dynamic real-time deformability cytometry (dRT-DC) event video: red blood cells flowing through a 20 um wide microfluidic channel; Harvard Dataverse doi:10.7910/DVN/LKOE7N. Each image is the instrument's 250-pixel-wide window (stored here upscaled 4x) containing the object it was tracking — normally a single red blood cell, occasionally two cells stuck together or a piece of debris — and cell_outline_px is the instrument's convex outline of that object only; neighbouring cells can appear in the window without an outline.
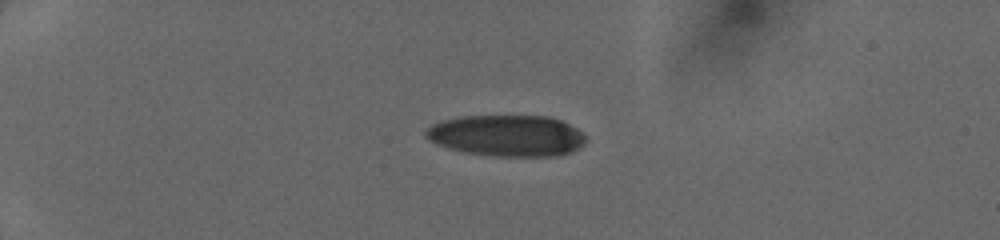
{"species": "human", "species_latin": "Homo sapiens", "temperature_condition": "cold", "stored_images_in_passage": 37, "camera_frame_rate_fps": 3000, "um_per_image_px": 0.085, "donor": {"sex": "female"}, "frame": {"image": 1, "passage_image": 1, "time_ms": 0.0, "image_size_px": [1000, 240], "cell_outline_px": [[584, 144], [572, 152], [560, 156], [492, 156], [464, 152], [448, 148], [436, 144], [428, 140], [424, 136], [424, 132], [432, 124], [440, 120], [460, 116], [548, 116], [560, 120], [584, 132]], "centroid_in_image_um": [43.06, 11.53], "position_along_channel_um": 41.9, "area_um2": 38.84}}
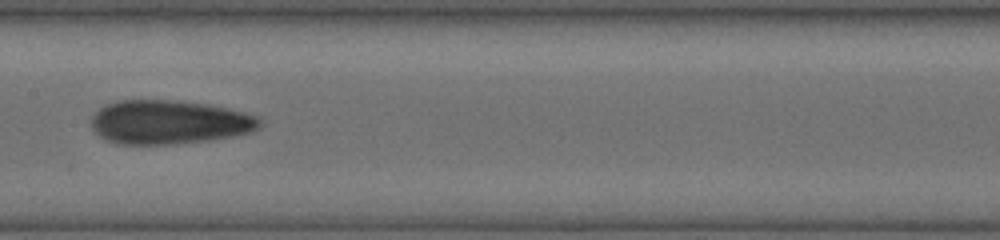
{"frame": {"image": 2, "passage_image": 16, "time_ms": 5.0, "image_size_px": [1000, 240], "cell_outline_px": [[264, 124], [260, 128], [252, 132], [232, 136], [208, 140], [176, 144], [116, 144], [104, 140], [92, 128], [92, 116], [104, 104], [120, 100], [180, 100], [208, 104], [228, 108], [260, 116], [264, 120]], "centroid_in_image_um": [14.43, 10.38], "position_along_channel_um": 193.0, "area_um2": 43.7}}
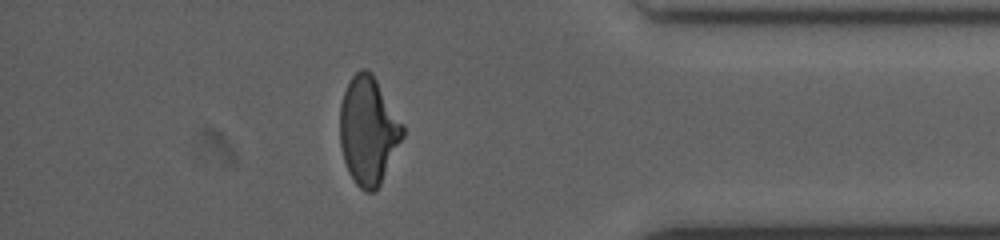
{"frame": {"image": 3, "passage_image": 32, "time_ms": 10.333, "image_size_px": [1000, 240], "cell_outline_px": [[404, 136], [380, 184], [372, 192], [364, 192], [356, 184], [348, 172], [344, 160], [340, 144], [340, 104], [348, 80], [360, 68], [364, 68], [372, 72], [404, 124]], "centroid_in_image_um": [31.3, 11.07], "position_along_channel_um": 403.9, "area_um2": 39.65}}